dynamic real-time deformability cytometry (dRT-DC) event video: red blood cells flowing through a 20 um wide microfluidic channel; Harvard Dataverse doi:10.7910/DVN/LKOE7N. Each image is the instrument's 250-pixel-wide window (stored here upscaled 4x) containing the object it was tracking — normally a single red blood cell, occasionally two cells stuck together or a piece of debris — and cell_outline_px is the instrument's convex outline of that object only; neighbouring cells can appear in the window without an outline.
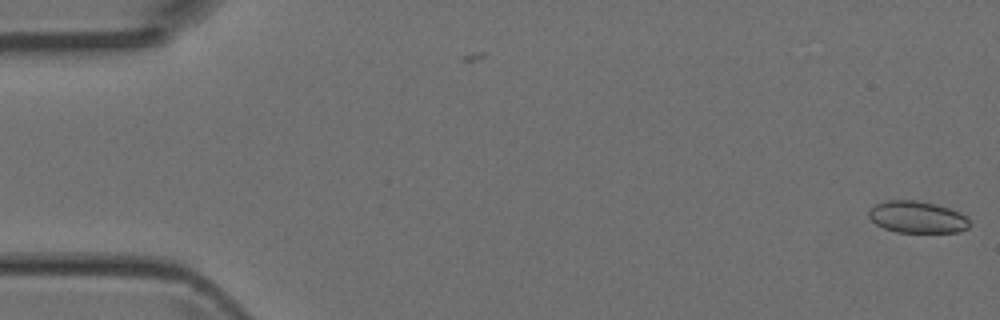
{"species": "Egyptian fruit bat (a non-hibernating species)", "species_latin": "Rousettus aegyptiacus", "temperature_condition": "room temperature", "stored_images_in_passage": 4, "camera_frame_rate_fps": 3000, "um_per_image_px": 0.085, "animal": {"sex": "female"}, "frame": {"image": 1, "passage_image": 4, "time_ms": 1.0, "image_size_px": [1000, 320], "cell_outline_px": [[968, 228], [960, 232], [896, 232], [884, 228], [876, 224], [868, 216], [868, 212], [876, 204], [888, 200], [916, 200], [936, 204], [960, 212], [968, 216]], "centroid_in_image_um": [77.98, 18.45], "position_along_channel_um": 7.0, "area_um2": 18.67}}